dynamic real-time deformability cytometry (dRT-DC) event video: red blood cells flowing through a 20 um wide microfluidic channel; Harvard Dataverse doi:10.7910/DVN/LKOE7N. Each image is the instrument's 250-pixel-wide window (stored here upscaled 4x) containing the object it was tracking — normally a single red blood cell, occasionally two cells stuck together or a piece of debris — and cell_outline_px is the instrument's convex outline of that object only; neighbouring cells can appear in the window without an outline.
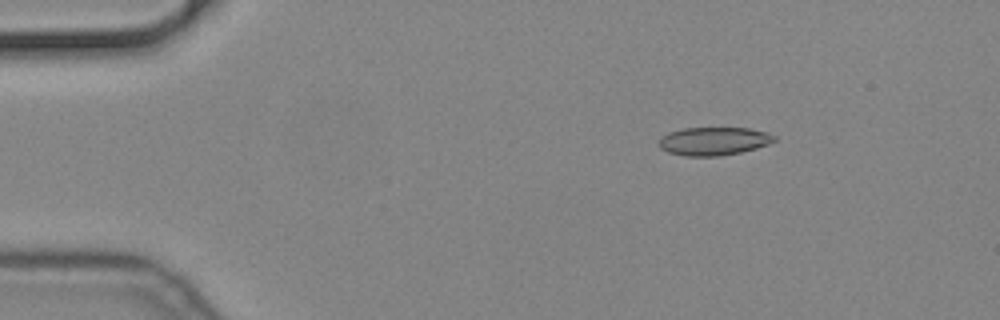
{"species": "common noctule bat (a hibernating species)", "species_latin": "Nyctalus noctula", "temperature_condition": "cold", "stored_images_in_passage": 49, "camera_frame_rate_fps": 3000, "um_per_image_px": 0.085, "animal": {"sex": "male", "body_mass_g": 19.2, "forearm_length_mm": 51.8}, "frame": {"image": 1, "passage_image": 1, "time_ms": 0.0, "image_size_px": [1000, 320], "cell_outline_px": [[776, 140], [768, 144], [756, 148], [740, 152], [720, 156], [684, 156], [668, 152], [660, 148], [656, 144], [660, 136], [668, 132], [684, 128], [748, 128], [764, 132], [776, 136]], "centroid_in_image_um": [60.6, 12.0], "position_along_channel_um": 24.4, "area_um2": 19.07}}
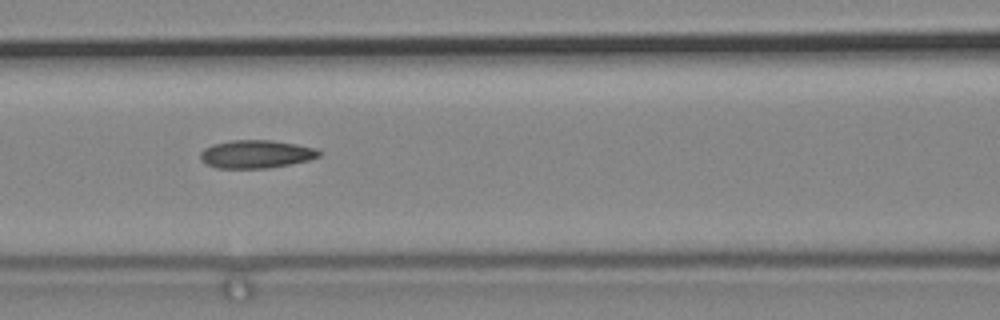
{"frame": {"image": 2, "passage_image": 17, "time_ms": 5.333, "image_size_px": [1000, 320], "cell_outline_px": [[320, 156], [308, 160], [268, 168], [216, 168], [200, 160], [200, 152], [204, 148], [212, 144], [232, 140], [272, 140], [296, 144], [316, 148], [320, 152]], "centroid_in_image_um": [21.74, 13.09], "position_along_channel_um": 144.9, "area_um2": 19.36}}
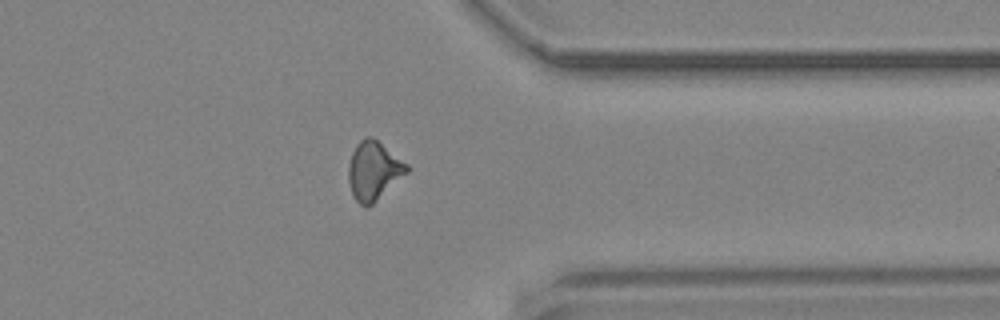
{"frame": {"image": 3, "passage_image": 37, "time_ms": 12.0, "image_size_px": [1000, 320], "cell_outline_px": [[408, 172], [368, 208], [364, 208], [352, 196], [348, 180], [348, 164], [352, 152], [356, 144], [364, 136], [372, 136], [408, 164]], "centroid_in_image_um": [31.73, 14.51], "position_along_channel_um": 379.7, "area_um2": 20.06}}